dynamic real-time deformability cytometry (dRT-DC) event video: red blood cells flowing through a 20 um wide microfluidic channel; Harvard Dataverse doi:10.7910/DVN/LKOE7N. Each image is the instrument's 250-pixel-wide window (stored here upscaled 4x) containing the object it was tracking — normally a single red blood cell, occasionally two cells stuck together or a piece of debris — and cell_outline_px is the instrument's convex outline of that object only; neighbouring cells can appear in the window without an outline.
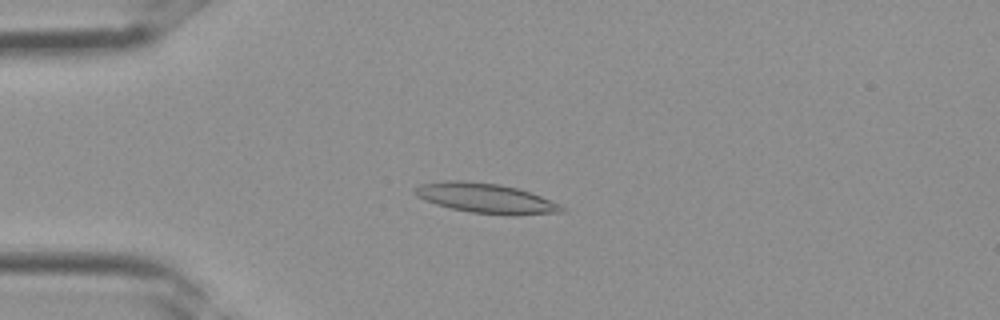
{"species": "Egyptian fruit bat (a non-hibernating species)", "species_latin": "Rousettus aegyptiacus", "temperature_condition": "room temperature", "stored_images_in_passage": 3, "camera_frame_rate_fps": 3000, "um_per_image_px": 0.085, "frame": {"image": 1, "passage_image": 3, "time_ms": 0.667, "image_size_px": [1000, 320], "cell_outline_px": [[564, 212], [512, 216], [508, 216], [472, 212], [452, 208], [436, 204], [424, 200], [416, 196], [412, 192], [412, 188], [420, 184], [444, 180], [464, 180], [500, 184], [516, 188], [540, 196], [560, 204], [564, 208]], "centroid_in_image_um": [41.25, 16.85], "position_along_channel_um": 43.7, "area_um2": 25.72}}